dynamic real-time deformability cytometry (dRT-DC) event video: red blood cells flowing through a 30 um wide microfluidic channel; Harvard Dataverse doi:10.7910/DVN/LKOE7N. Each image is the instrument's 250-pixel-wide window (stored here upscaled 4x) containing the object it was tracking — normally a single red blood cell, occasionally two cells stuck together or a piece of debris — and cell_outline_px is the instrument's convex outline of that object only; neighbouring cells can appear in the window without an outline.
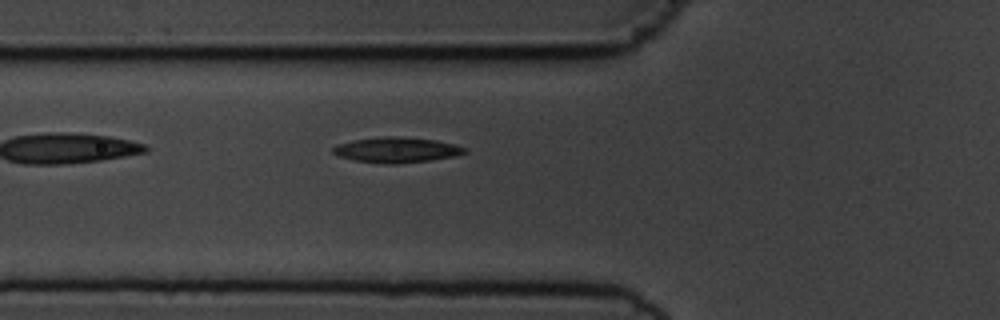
{"species": "common noctule bat (a hibernating species)", "species_latin": "Nyctalus noctula", "temperature_condition": "cold", "stored_images_in_passage": 6, "camera_frame_rate_fps": 3000, "um_per_image_px": 0.085, "animal": {"sex": "male", "body_mass_g": 19.5, "forearm_length_mm": 54.6}, "frame": {"image": 1, "passage_image": 6, "time_ms": 6.0, "image_size_px": [1000, 320], "cell_outline_px": [[468, 152], [456, 156], [428, 160], [396, 164], [384, 164], [356, 160], [340, 156], [332, 152], [332, 148], [336, 144], [352, 140], [380, 136], [392, 136], [436, 140], [468, 148]], "centroid_in_image_um": [33.7, 12.73], "position_along_channel_um": 92.1, "area_um2": 19.42}}